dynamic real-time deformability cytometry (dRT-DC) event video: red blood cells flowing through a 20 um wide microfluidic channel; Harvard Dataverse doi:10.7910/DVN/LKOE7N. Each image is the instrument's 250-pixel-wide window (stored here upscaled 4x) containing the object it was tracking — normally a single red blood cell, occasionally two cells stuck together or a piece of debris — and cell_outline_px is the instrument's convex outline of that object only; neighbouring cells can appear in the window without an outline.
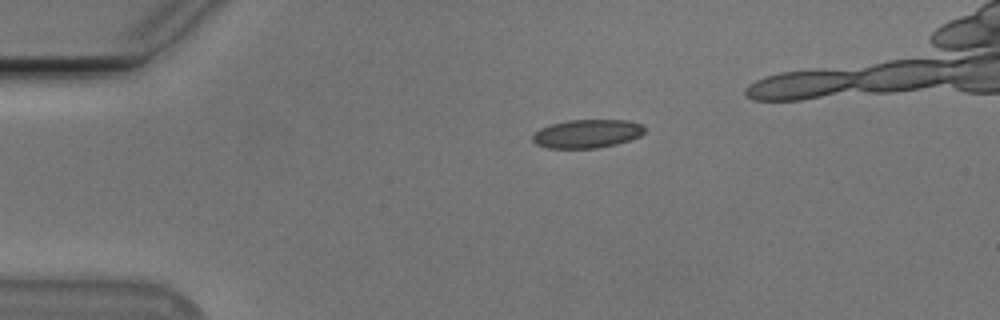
{"species": "Egyptian fruit bat (a non-hibernating species)", "species_latin": "Rousettus aegyptiacus", "temperature_condition": "cold", "stored_images_in_passage": 37, "camera_frame_rate_fps": 3000, "um_per_image_px": 0.085, "animal": {"sex": "male"}, "frame": {"image": 1, "passage_image": 1, "time_ms": 0.0, "image_size_px": [1000, 320], "cell_outline_px": [[644, 132], [640, 136], [616, 144], [596, 148], [548, 148], [536, 144], [532, 140], [532, 136], [540, 128], [552, 124], [568, 120], [628, 120], [640, 124], [644, 128]], "centroid_in_image_um": [49.88, 11.36], "position_along_channel_um": 35.1, "area_um2": 18.44}}
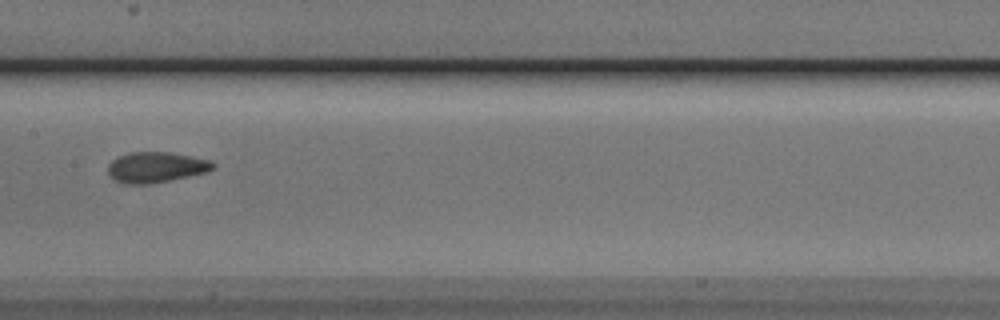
{"frame": {"image": 2, "passage_image": 17, "time_ms": 5.333, "image_size_px": [1000, 320], "cell_outline_px": [[216, 168], [208, 172], [152, 184], [124, 184], [116, 180], [108, 172], [108, 164], [112, 160], [128, 152], [168, 152], [212, 160], [216, 164]], "centroid_in_image_um": [13.31, 14.22], "position_along_channel_um": 194.1, "area_um2": 18.84}}
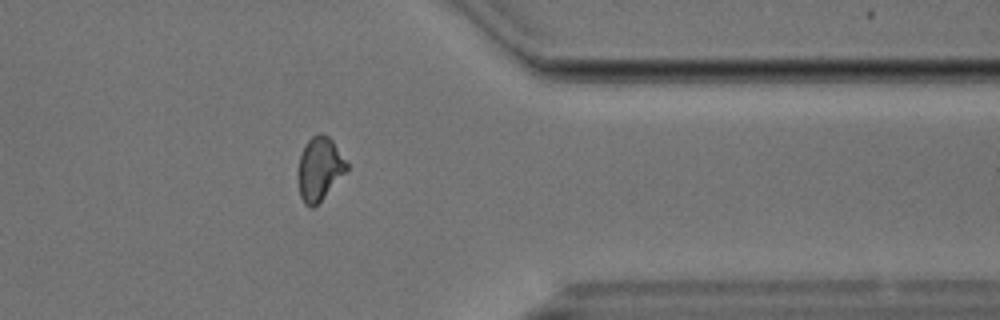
{"frame": {"image": 3, "passage_image": 33, "time_ms": 10.667, "image_size_px": [1000, 320], "cell_outline_px": [[348, 168], [320, 200], [312, 208], [308, 208], [304, 204], [300, 196], [300, 156], [304, 144], [312, 136], [320, 132], [328, 136], [332, 140], [348, 164]], "centroid_in_image_um": [27.16, 14.31], "position_along_channel_um": 384.2, "area_um2": 17.28}}